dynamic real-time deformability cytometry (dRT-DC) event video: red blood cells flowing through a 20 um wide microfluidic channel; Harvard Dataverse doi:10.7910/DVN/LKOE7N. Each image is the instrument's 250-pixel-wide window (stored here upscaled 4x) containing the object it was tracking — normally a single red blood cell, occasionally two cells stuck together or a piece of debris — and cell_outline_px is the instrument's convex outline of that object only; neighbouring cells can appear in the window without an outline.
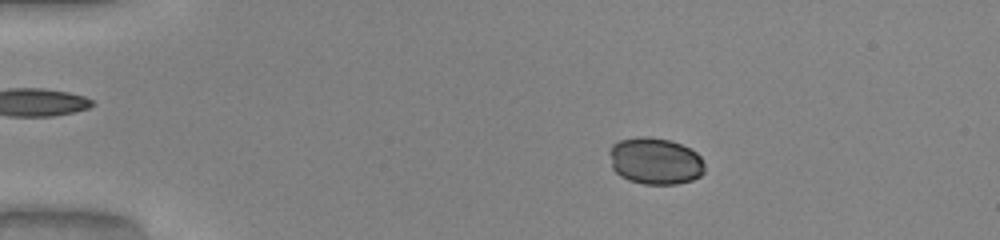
{"species": "common noctule bat (a hibernating species)", "species_latin": "Nyctalus noctula", "temperature_condition": "warm", "stored_images_in_passage": 51, "camera_frame_rate_fps": 3000, "um_per_image_px": 0.085, "animal": {"sex": "male", "body_mass_g": 20.0, "forearm_length_mm": 53.3}, "frame": {"image": 1, "passage_image": 10, "time_ms": 3.0, "image_size_px": [1000, 240], "cell_outline_px": [[704, 172], [700, 176], [692, 180], [676, 184], [644, 184], [628, 180], [620, 176], [612, 168], [608, 152], [612, 144], [620, 140], [644, 136], [668, 140], [680, 144], [696, 152], [700, 156], [704, 164]], "centroid_in_image_um": [55.67, 13.7], "position_along_channel_um": 29.3, "area_um2": 25.95}}
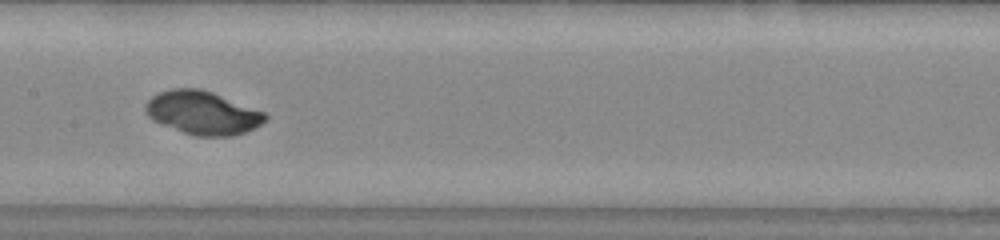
{"frame": {"image": 2, "passage_image": 27, "time_ms": 8.667, "image_size_px": [1000, 240], "cell_outline_px": [[268, 116], [256, 128], [232, 136], [192, 136], [152, 120], [148, 116], [144, 108], [148, 100], [152, 96], [160, 92], [172, 88], [200, 88], [212, 92], [264, 112]], "centroid_in_image_um": [17.2, 9.59], "position_along_channel_um": 190.2, "area_um2": 30.11}}
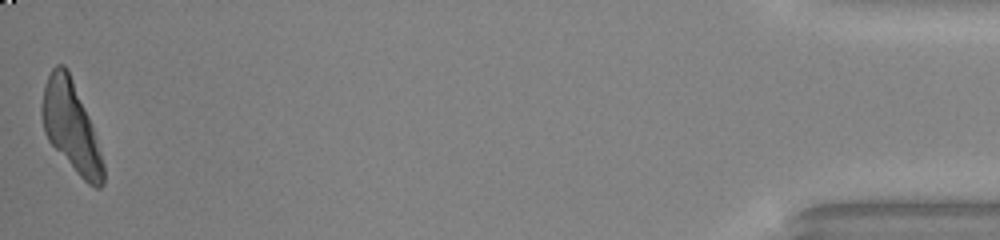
{"frame": {"image": 3, "passage_image": 51, "time_ms": 16.667, "image_size_px": [1000, 240], "cell_outline_px": [[104, 184], [100, 188], [96, 188], [88, 184], [76, 172], [48, 140], [44, 132], [40, 112], [40, 108], [44, 84], [52, 68], [56, 64], [64, 64], [68, 68], [92, 124], [104, 164]], "centroid_in_image_um": [6.02, 10.73], "position_along_channel_um": 429.2, "area_um2": 32.19}, "authors_computed_cell_mechanics": {"area_um2": 29.5936, "velocity_mm_per_s": 4.105, "shape_relaxation_time_tau1_ms": 5.2904, "shape_relaxation_time_tau2_ms": null, "deformation_change_tau1": 0.0392, "deformation_change_tau2": null}}